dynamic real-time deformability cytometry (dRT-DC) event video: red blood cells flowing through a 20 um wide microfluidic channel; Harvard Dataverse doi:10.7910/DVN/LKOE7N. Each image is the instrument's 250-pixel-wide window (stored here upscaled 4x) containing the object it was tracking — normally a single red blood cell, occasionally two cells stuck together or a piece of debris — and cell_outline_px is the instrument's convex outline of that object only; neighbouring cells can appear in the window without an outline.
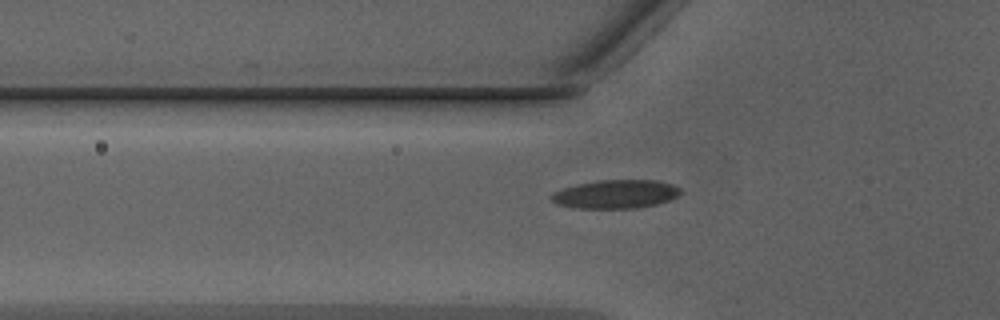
{"species": "Egyptian fruit bat (a non-hibernating species)", "species_latin": "Rousettus aegyptiacus", "temperature_condition": "warm", "stored_images_in_passage": 31, "camera_frame_rate_fps": 3000, "um_per_image_px": 0.085, "animal": {"sex": "male"}, "frame": {"image": 1, "passage_image": 2, "time_ms": 0.333, "image_size_px": [1000, 320], "cell_outline_px": [[684, 192], [680, 196], [656, 204], [636, 208], [572, 208], [560, 204], [552, 200], [548, 196], [552, 192], [576, 184], [600, 180], [656, 180], [672, 184], [680, 188]], "centroid_in_image_um": [52.36, 16.5], "position_along_channel_um": 73.4, "area_um2": 21.62}}
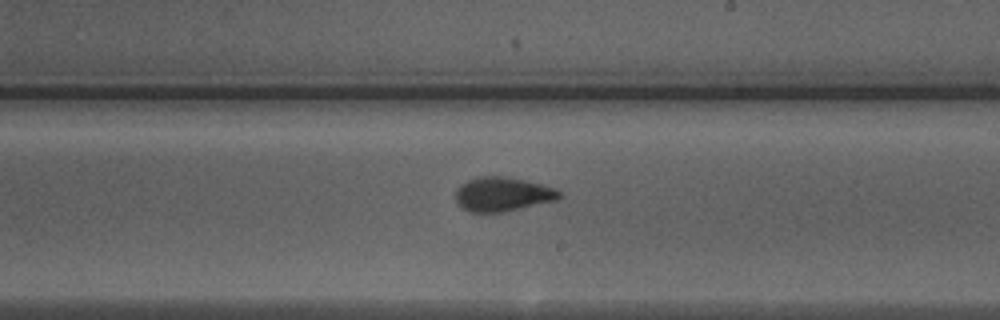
{"frame": {"image": 2, "passage_image": 14, "time_ms": 4.333, "image_size_px": [1000, 320], "cell_outline_px": [[564, 196], [556, 200], [504, 212], [468, 212], [456, 204], [456, 188], [460, 184], [468, 180], [480, 176], [500, 176], [540, 184], [556, 188]], "centroid_in_image_um": [42.69, 16.52], "position_along_channel_um": 246.3, "area_um2": 20.63}}
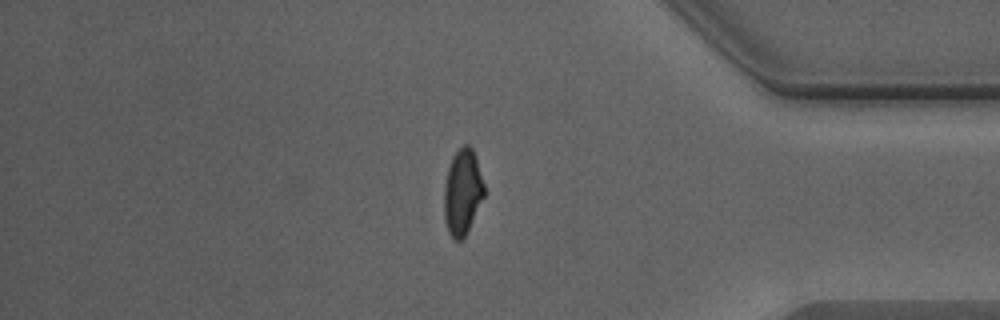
{"frame": {"image": 3, "passage_image": 26, "time_ms": 8.333, "image_size_px": [1000, 320], "cell_outline_px": [[484, 196], [464, 236], [460, 240], [452, 240], [448, 232], [444, 220], [444, 184], [448, 168], [452, 156], [464, 144], [468, 144], [472, 148], [476, 156], [484, 184]], "centroid_in_image_um": [39.29, 16.3], "position_along_channel_um": 395.9, "area_um2": 19.94}}